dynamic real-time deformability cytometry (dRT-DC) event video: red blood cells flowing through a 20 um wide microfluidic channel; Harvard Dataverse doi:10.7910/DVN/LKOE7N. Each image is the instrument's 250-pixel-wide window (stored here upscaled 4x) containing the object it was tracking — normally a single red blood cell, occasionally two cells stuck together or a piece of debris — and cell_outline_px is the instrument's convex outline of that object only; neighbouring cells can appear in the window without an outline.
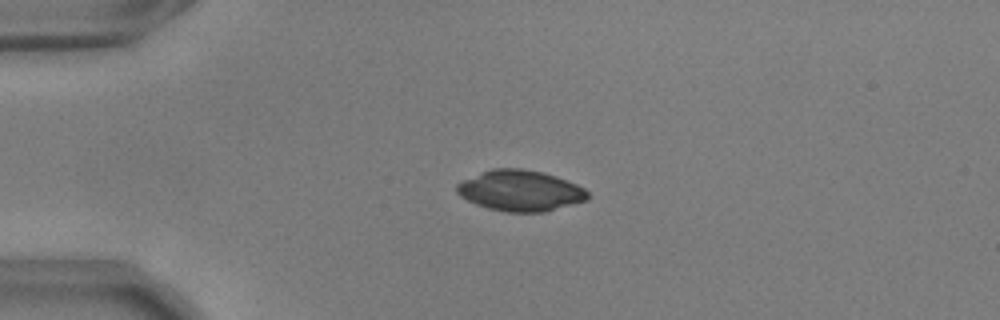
{"species": "common noctule bat (a hibernating species)", "species_latin": "Nyctalus noctula", "temperature_condition": "warm", "stored_images_in_passage": 31, "camera_frame_rate_fps": 3000, "um_per_image_px": 0.085, "animal": {"sex": "male", "body_mass_g": 17.9, "forearm_length_mm": 54.2}, "frame": {"image": 1, "passage_image": 1, "time_ms": 0.0, "image_size_px": [1000, 320], "cell_outline_px": [[588, 200], [544, 212], [508, 212], [488, 208], [476, 204], [460, 196], [456, 192], [456, 184], [464, 180], [492, 168], [520, 168], [544, 172], [556, 176], [576, 184], [584, 188], [588, 192]], "centroid_in_image_um": [44.24, 16.2], "position_along_channel_um": 40.8, "area_um2": 31.04}}
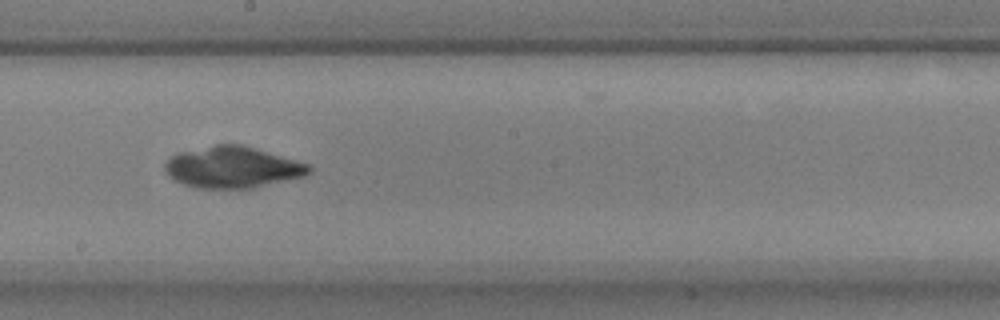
{"frame": {"image": 2, "passage_image": 19, "time_ms": 6.0, "image_size_px": [1000, 320], "cell_outline_px": [[312, 172], [304, 176], [252, 188], [196, 188], [172, 180], [168, 176], [164, 168], [164, 164], [172, 156], [180, 152], [216, 144], [244, 144], [296, 160], [308, 164], [312, 168]], "centroid_in_image_um": [19.76, 14.21], "position_along_channel_um": 228.4, "area_um2": 34.8}}
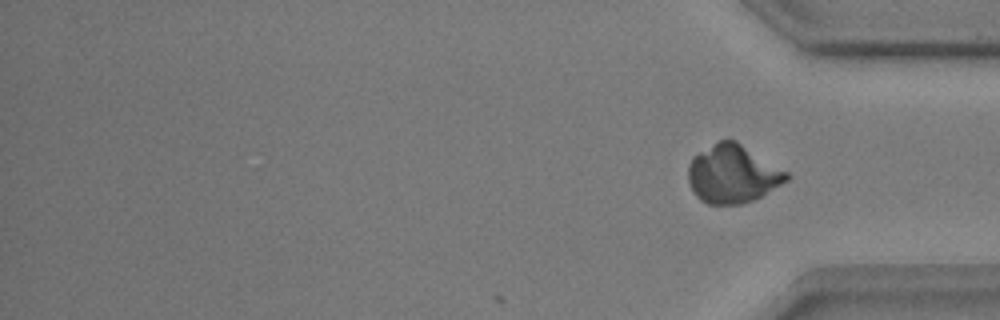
{"frame": {"image": 3, "passage_image": 31, "time_ms": 10.0, "image_size_px": [1000, 320], "cell_outline_px": [[792, 176], [788, 180], [760, 196], [752, 200], [740, 204], [708, 204], [700, 200], [692, 192], [688, 180], [688, 164], [692, 156], [720, 140], [736, 140], [788, 172]], "centroid_in_image_um": [62.25, 14.79], "position_along_channel_um": 372.9, "area_um2": 33.29}}